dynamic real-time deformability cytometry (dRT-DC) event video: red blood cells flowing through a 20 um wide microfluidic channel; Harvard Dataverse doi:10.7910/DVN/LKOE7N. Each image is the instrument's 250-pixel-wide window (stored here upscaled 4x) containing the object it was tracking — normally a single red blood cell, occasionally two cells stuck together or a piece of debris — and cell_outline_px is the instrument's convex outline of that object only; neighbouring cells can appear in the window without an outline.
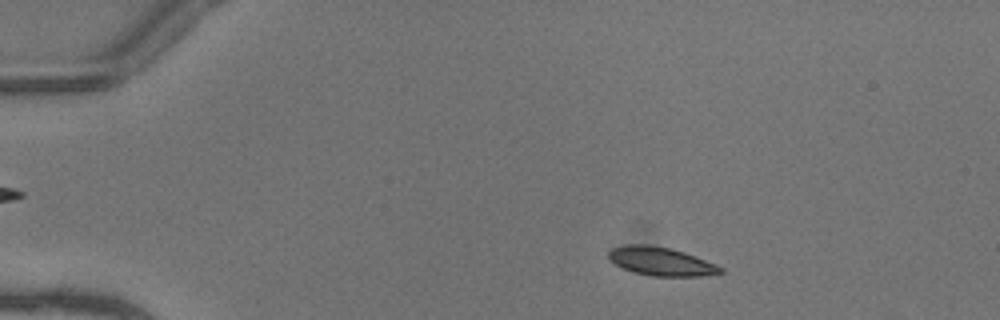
{"species": "common noctule bat (a hibernating species)", "species_latin": "Nyctalus noctula", "temperature_condition": "warm", "stored_images_in_passage": 47, "camera_frame_rate_fps": 3000, "um_per_image_px": 0.085, "animal": {"sex": "female"}, "frame": {"image": 1, "passage_image": 5, "time_ms": 1.333, "image_size_px": [1000, 320], "cell_outline_px": [[724, 272], [704, 276], [652, 276], [636, 272], [624, 268], [616, 264], [608, 256], [608, 252], [612, 248], [628, 244], [648, 244], [672, 248], [684, 252], [716, 264], [724, 268]], "centroid_in_image_um": [56.22, 22.21], "position_along_channel_um": 28.8, "area_um2": 18.5}}
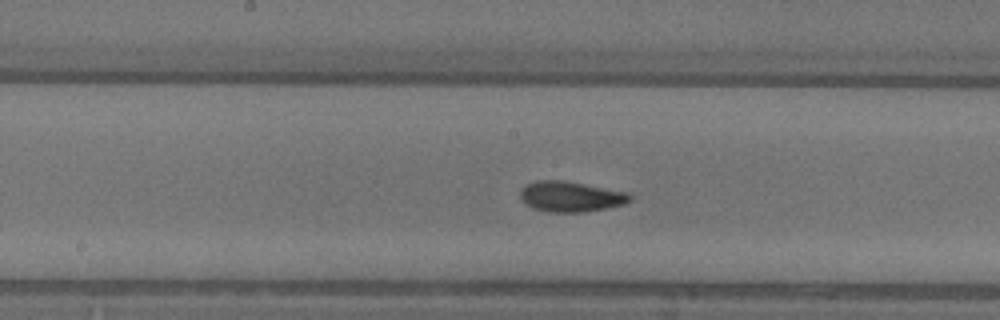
{"frame": {"image": 2, "passage_image": 23, "time_ms": 7.333, "image_size_px": [1000, 320], "cell_outline_px": [[632, 200], [624, 204], [584, 212], [548, 212], [532, 208], [520, 200], [520, 188], [536, 180], [560, 180], [584, 184], [628, 192], [632, 196]], "centroid_in_image_um": [48.48, 16.71], "position_along_channel_um": 199.7, "area_um2": 19.48}}
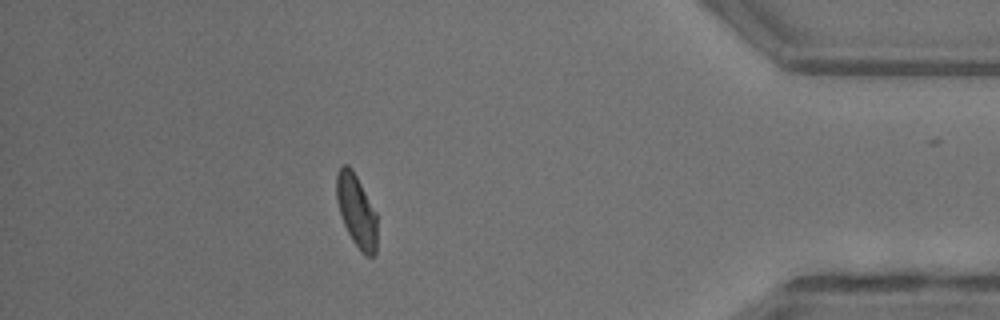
{"frame": {"image": 3, "passage_image": 41, "time_ms": 13.333, "image_size_px": [1000, 320], "cell_outline_px": [[376, 256], [364, 256], [360, 252], [352, 240], [344, 224], [340, 212], [336, 196], [336, 172], [340, 164], [348, 164], [352, 168], [376, 212]], "centroid_in_image_um": [30.29, 17.9], "position_along_channel_um": 404.9, "area_um2": 17.28}, "authors_computed_cell_mechanics": {"area_um2": 18.3226, "velocity_mm_per_s": 4.107, "shape_relaxation_time_tau1_ms": 5.7235, "shape_relaxation_time_tau2_ms": 1.4933, "deformation_change_tau1": 0.1593, "deformation_change_tau2": 0.07}}